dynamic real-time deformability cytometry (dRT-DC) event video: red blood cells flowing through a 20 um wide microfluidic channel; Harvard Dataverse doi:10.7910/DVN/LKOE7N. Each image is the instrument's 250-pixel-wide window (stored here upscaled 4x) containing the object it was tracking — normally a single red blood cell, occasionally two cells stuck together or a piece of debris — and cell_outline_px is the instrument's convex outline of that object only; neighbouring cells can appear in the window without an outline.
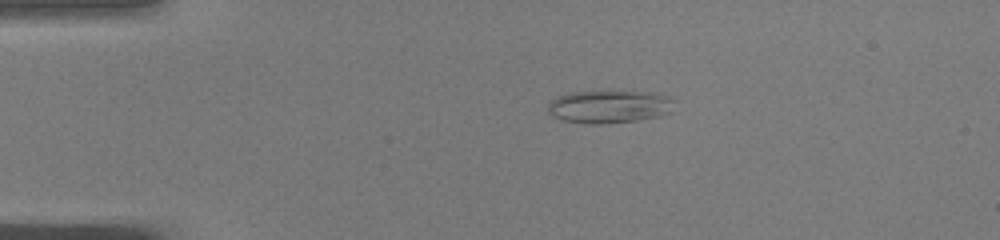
{"species": "common noctule bat (a hibernating species)", "species_latin": "Nyctalus noctula", "temperature_condition": "warm", "stored_images_in_passage": 40, "camera_frame_rate_fps": 3000, "um_per_image_px": 0.085, "animal": {"sex": "male", "body_mass_g": 19.0, "forearm_length_mm": 50.8}, "frame": {"image": 1, "passage_image": 1, "time_ms": 0.0, "image_size_px": [1000, 240], "cell_outline_px": [[676, 100], [672, 112], [660, 116], [636, 120], [596, 124], [592, 124], [564, 120], [548, 112], [548, 104], [556, 96], [576, 92], [620, 88], [652, 92], [668, 96]], "centroid_in_image_um": [51.88, 9.0], "position_along_channel_um": 33.1, "area_um2": 25.03}}
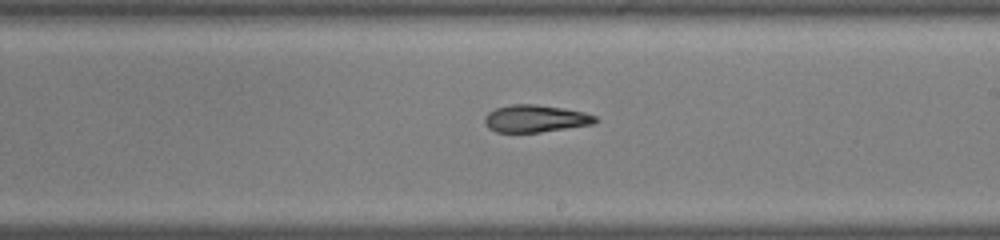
{"frame": {"image": 2, "passage_image": 20, "time_ms": 6.333, "image_size_px": [1000, 240], "cell_outline_px": [[596, 120], [592, 124], [540, 132], [496, 132], [488, 128], [484, 120], [484, 116], [488, 112], [496, 108], [512, 104], [536, 104], [564, 108], [584, 112], [596, 116]], "centroid_in_image_um": [45.47, 10.07], "position_along_channel_um": 243.5, "area_um2": 17.51}}
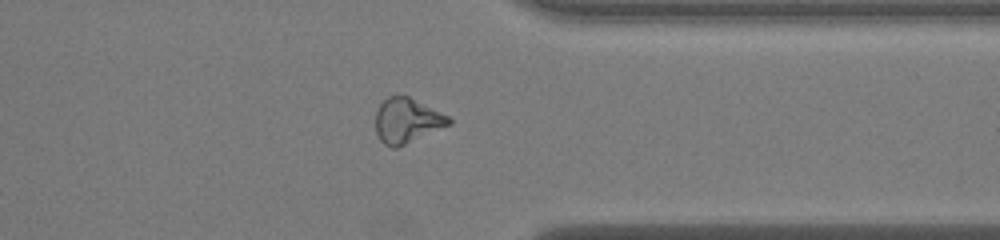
{"frame": {"image": 3, "passage_image": 30, "time_ms": 9.667, "image_size_px": [1000, 240], "cell_outline_px": [[452, 124], [396, 148], [392, 148], [384, 144], [380, 140], [376, 132], [376, 112], [380, 104], [388, 96], [408, 96], [448, 116], [452, 120]], "centroid_in_image_um": [34.58, 10.26], "position_along_channel_um": 376.8, "area_um2": 18.96}, "authors_computed_cell_mechanics": {"area_um2": 19.1029, "velocity_mm_per_s": 4.0931, "shape_relaxation_time_tau1_ms": 6.489, "shape_relaxation_time_tau2_ms": 4.7696, "deformation_change_tau1": 0.1852, "deformation_change_tau2": 0.1345}}